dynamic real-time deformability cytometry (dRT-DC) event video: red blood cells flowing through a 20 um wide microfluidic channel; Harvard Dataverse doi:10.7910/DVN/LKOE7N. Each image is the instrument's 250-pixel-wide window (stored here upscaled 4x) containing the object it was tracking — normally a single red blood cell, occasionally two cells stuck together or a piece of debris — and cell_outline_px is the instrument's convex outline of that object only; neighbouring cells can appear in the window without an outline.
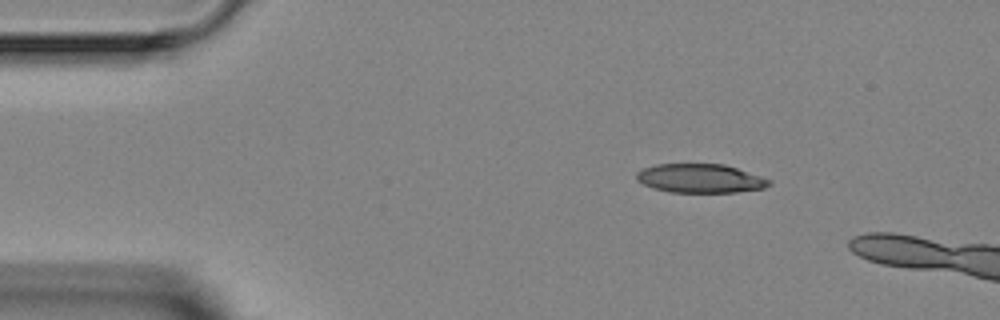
{"species": "Egyptian fruit bat (a non-hibernating species)", "species_latin": "Rousettus aegyptiacus", "temperature_condition": "room temperature", "stored_images_in_passage": 2, "camera_frame_rate_fps": 3000, "um_per_image_px": 0.085, "animal": {"sex": "female"}, "frame": {"image": 1, "passage_image": 1, "time_ms": 0.0, "image_size_px": [1000, 320], "cell_outline_px": [[772, 184], [764, 188], [736, 192], [668, 192], [652, 188], [636, 180], [636, 172], [644, 168], [656, 164], [724, 164], [772, 180]], "centroid_in_image_um": [59.51, 15.17], "position_along_channel_um": 25.5, "area_um2": 22.31}}